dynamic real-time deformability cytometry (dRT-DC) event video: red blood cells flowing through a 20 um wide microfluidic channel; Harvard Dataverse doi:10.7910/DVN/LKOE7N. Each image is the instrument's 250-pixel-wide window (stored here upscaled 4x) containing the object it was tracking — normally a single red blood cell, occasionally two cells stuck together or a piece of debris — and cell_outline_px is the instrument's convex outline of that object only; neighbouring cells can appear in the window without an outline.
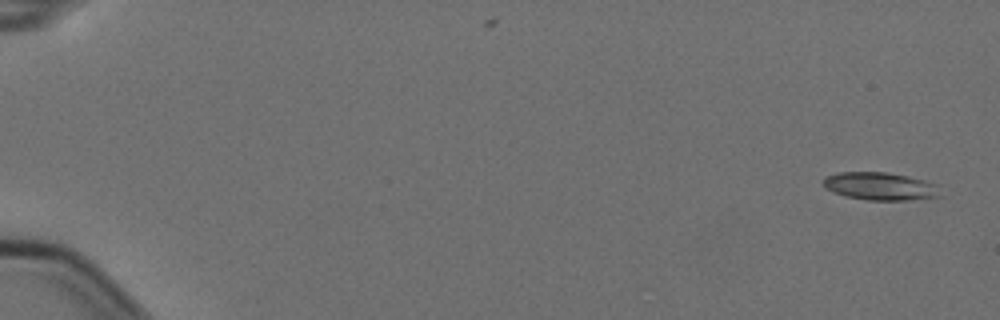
{"species": "Egyptian fruit bat (a non-hibernating species)", "species_latin": "Rousettus aegyptiacus", "temperature_condition": "cold", "stored_images_in_passage": 6, "camera_frame_rate_fps": 3000, "um_per_image_px": 0.085, "animal": {"sex": "female"}, "frame": {"image": 1, "passage_image": 1, "time_ms": 0.0, "image_size_px": [1000, 320], "cell_outline_px": [[944, 196], [908, 200], [868, 200], [844, 196], [832, 192], [824, 188], [820, 180], [824, 176], [836, 172], [888, 172], [908, 176], [924, 180], [936, 184]], "centroid_in_image_um": [74.77, 15.82], "position_along_channel_um": 10.2, "area_um2": 19.42}}
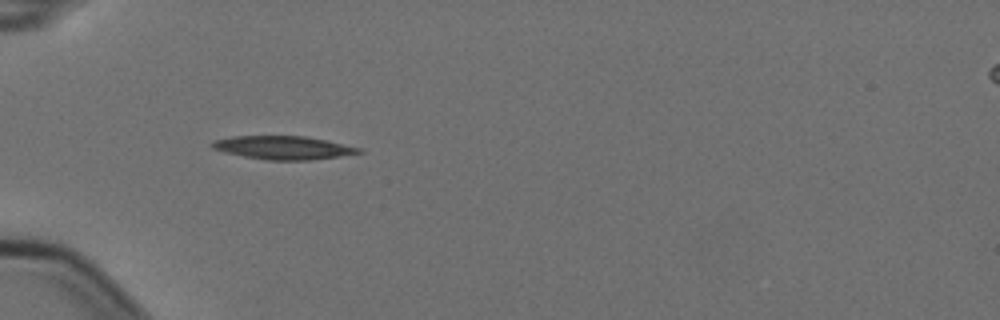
{"frame": {"image": 2, "passage_image": 5, "time_ms": 1.333, "image_size_px": [1000, 320], "cell_outline_px": [[364, 152], [340, 156], [308, 160], [268, 160], [244, 156], [224, 152], [212, 148], [208, 144], [212, 140], [232, 136], [304, 136], [328, 140], [364, 148]], "centroid_in_image_um": [24.09, 12.54], "position_along_channel_um": 60.9, "area_um2": 20.17}}
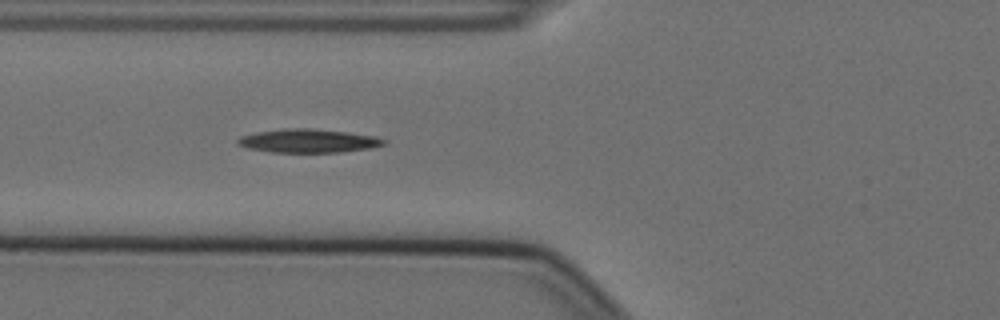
{"frame": {"image": 3, "passage_image": 6, "time_ms": 1.667, "image_size_px": [1000, 320], "cell_outline_px": [[388, 144], [372, 148], [340, 152], [268, 152], [248, 148], [236, 144], [236, 140], [240, 136], [256, 132], [284, 128], [308, 128], [344, 132], [372, 136], [388, 140]], "centroid_in_image_um": [26.18, 11.98], "position_along_channel_um": 99.6, "area_um2": 20.11}}